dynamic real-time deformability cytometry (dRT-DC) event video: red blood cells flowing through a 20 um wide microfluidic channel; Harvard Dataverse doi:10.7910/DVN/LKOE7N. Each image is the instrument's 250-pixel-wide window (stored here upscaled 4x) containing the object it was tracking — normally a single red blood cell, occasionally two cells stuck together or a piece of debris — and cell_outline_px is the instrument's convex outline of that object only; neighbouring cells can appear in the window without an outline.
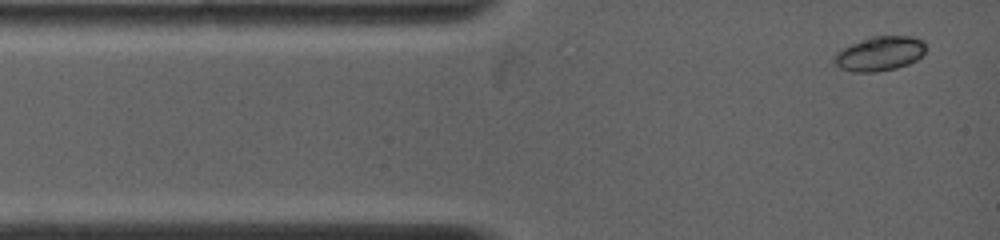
{"species": "common noctule bat (a hibernating species)", "species_latin": "Nyctalus noctula", "temperature_condition": "warm", "stored_images_in_passage": 39, "camera_frame_rate_fps": 5000, "um_per_image_px": 0.085, "animal": {"sex": "female", "body_mass_g": 19.0, "forearm_length_mm": 53.3}, "frame": {"image": 1, "passage_image": 1, "time_ms": 0.0, "image_size_px": [1000, 240], "cell_outline_px": [[924, 56], [908, 64], [896, 68], [876, 72], [856, 72], [840, 68], [832, 60], [836, 52], [852, 44], [876, 36], [912, 36], [924, 40]], "centroid_in_image_um": [74.8, 4.57], "position_along_channel_um": 10.2, "area_um2": 18.21}}